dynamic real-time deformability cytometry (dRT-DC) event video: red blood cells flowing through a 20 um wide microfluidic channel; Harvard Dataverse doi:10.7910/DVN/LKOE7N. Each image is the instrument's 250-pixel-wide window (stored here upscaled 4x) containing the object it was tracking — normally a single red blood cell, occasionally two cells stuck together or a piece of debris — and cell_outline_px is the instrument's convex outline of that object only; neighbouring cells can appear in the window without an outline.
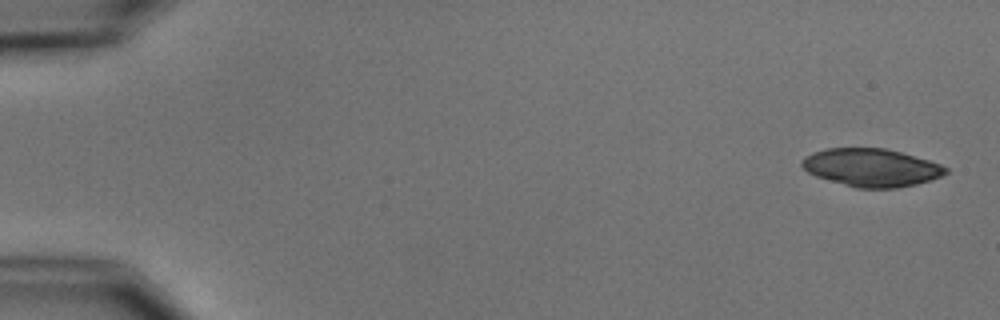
{"species": "common noctule bat (a hibernating species)", "species_latin": "Nyctalus noctula", "temperature_condition": "cold", "stored_images_in_passage": 9, "camera_frame_rate_fps": 3000, "um_per_image_px": 0.085, "animal": {"sex": "male", "body_mass_g": 15.6}, "frame": {"image": 1, "passage_image": 1, "time_ms": 0.0, "image_size_px": [1000, 320], "cell_outline_px": [[948, 172], [940, 176], [916, 184], [896, 188], [856, 188], [816, 176], [808, 172], [800, 164], [800, 160], [804, 156], [828, 148], [884, 148], [900, 152], [928, 160], [940, 164], [948, 168]], "centroid_in_image_um": [74.04, 14.24], "position_along_channel_um": 11.0, "area_um2": 31.5}}
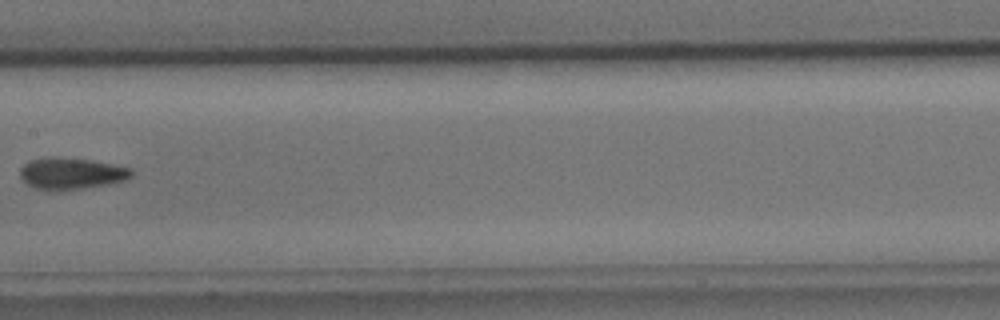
{"frame": {"image": 2, "passage_image": 8, "time_ms": 9.0, "image_size_px": [1000, 320], "cell_outline_px": [[132, 176], [124, 180], [108, 184], [80, 188], [48, 192], [36, 188], [28, 184], [20, 176], [20, 168], [24, 164], [32, 160], [52, 156], [60, 156], [92, 160], [132, 168]], "centroid_in_image_um": [6.04, 14.74], "position_along_channel_um": 201.4, "area_um2": 20.58}}
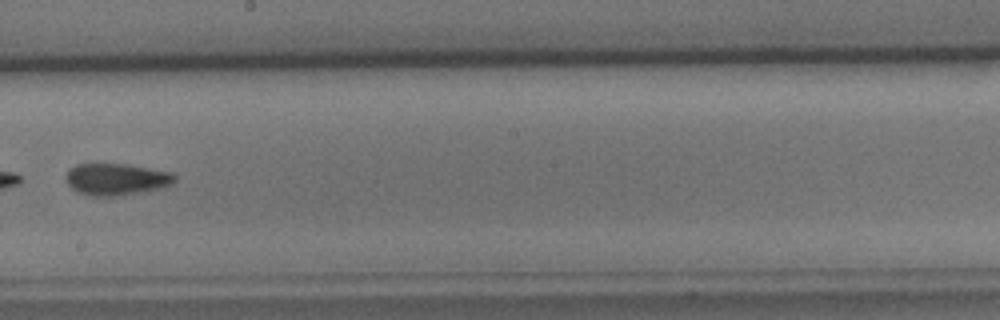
{"frame": {"image": 3, "passage_image": 9, "time_ms": 10.0, "image_size_px": [1000, 320], "cell_outline_px": [[176, 180], [172, 184], [160, 188], [144, 192], [116, 196], [88, 196], [76, 192], [64, 180], [64, 176], [68, 168], [76, 164], [96, 160], [128, 164], [172, 172], [176, 176]], "centroid_in_image_um": [9.8, 15.19], "position_along_channel_um": 238.4, "area_um2": 21.33}}